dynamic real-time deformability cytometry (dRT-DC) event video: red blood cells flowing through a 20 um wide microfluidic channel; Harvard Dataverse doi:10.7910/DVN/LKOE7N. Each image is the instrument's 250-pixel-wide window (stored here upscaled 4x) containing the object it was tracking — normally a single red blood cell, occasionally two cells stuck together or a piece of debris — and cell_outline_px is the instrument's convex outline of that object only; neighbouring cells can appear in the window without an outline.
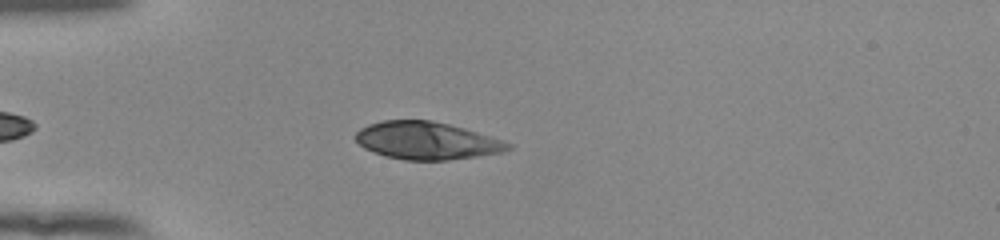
{"species": "human", "species_latin": "Homo sapiens", "temperature_condition": "room temperature", "stored_images_in_passage": 43, "camera_frame_rate_fps": 3000, "um_per_image_px": 0.085, "donor": {"sex": "female"}, "frame": {"image": 1, "passage_image": 9, "time_ms": 2.667, "image_size_px": [1000, 240], "cell_outline_px": [[512, 148], [504, 152], [448, 160], [404, 160], [384, 156], [364, 148], [356, 140], [356, 132], [360, 128], [368, 124], [384, 120], [432, 120], [464, 128], [512, 144]], "centroid_in_image_um": [36.24, 11.96], "position_along_channel_um": 48.8, "area_um2": 33.18}}
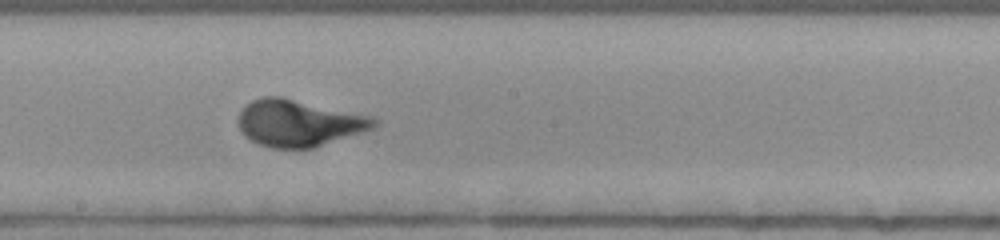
{"frame": {"image": 2, "passage_image": 24, "time_ms": 7.667, "image_size_px": [1000, 240], "cell_outline_px": [[380, 124], [376, 128], [312, 148], [272, 148], [256, 144], [244, 136], [240, 132], [236, 120], [244, 104], [252, 100], [264, 96], [280, 96], [372, 116], [380, 120]], "centroid_in_image_um": [25.38, 10.46], "position_along_channel_um": 222.8, "area_um2": 37.51}}
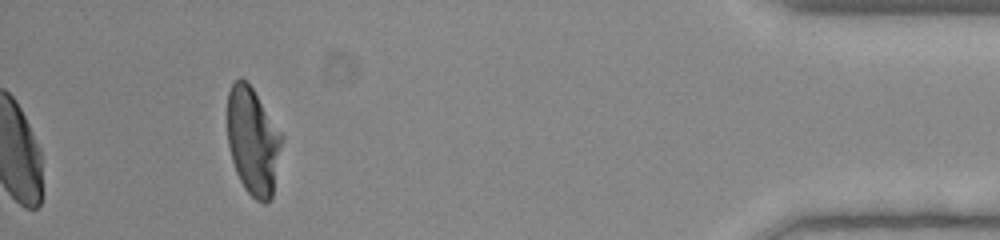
{"frame": {"image": 3, "passage_image": 43, "time_ms": 14.0, "image_size_px": [1000, 240], "cell_outline_px": [[284, 140], [272, 196], [264, 204], [256, 200], [244, 188], [236, 172], [232, 160], [228, 144], [228, 92], [232, 84], [240, 76], [248, 80], [284, 136]], "centroid_in_image_um": [21.52, 11.96], "position_along_channel_um": 413.7, "area_um2": 34.45}, "authors_computed_cell_mechanics": {"area_um2": 35.0846, "velocity_mm_per_s": 3.8919, "shape_relaxation_time_tau1_ms": 3.5393, "shape_relaxation_time_tau2_ms": null, "deformation_change_tau1": 0.2092, "deformation_change_tau2": null}}